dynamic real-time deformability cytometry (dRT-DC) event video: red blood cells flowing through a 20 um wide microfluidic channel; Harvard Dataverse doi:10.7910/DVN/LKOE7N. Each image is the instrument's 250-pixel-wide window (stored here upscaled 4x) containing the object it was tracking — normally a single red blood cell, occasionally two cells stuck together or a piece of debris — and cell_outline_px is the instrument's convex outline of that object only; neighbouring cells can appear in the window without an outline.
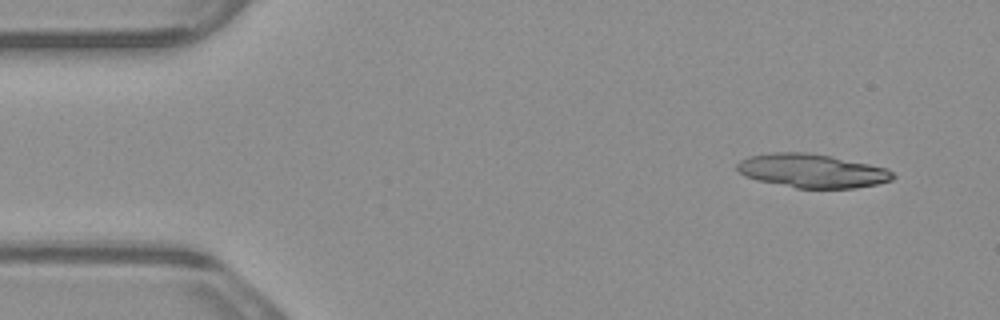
{"species": "common noctule bat (a hibernating species)", "species_latin": "Nyctalus noctula", "temperature_condition": "warm", "stored_images_in_passage": 4, "camera_frame_rate_fps": 3000, "um_per_image_px": 0.085, "animal": {"sex": "male", "body_mass_g": 23.1, "forearm_length_mm": 52.7}, "frame": {"image": 1, "passage_image": 1, "time_ms": 0.0, "image_size_px": [1000, 320], "cell_outline_px": [[896, 176], [892, 180], [876, 184], [856, 188], [796, 188], [756, 180], [744, 176], [736, 168], [736, 164], [740, 160], [752, 156], [772, 152], [808, 152], [832, 156], [888, 168]], "centroid_in_image_um": [69.03, 14.52], "position_along_channel_um": 16.0, "area_um2": 30.75}}